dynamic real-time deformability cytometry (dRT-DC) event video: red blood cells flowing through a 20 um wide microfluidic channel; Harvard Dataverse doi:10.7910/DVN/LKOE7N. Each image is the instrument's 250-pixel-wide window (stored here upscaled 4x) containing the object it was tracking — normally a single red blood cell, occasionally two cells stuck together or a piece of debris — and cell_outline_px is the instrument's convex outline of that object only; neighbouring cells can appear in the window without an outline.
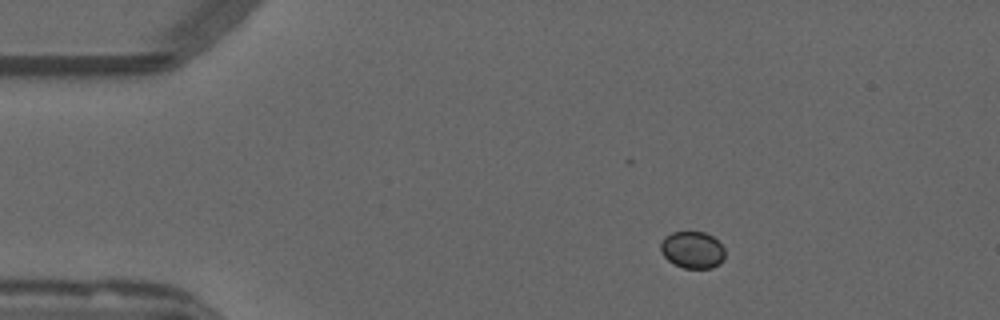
{"species": "common noctule bat (a hibernating species)", "species_latin": "Nyctalus noctula", "temperature_condition": "warm", "stored_images_in_passage": 24, "camera_frame_rate_fps": 3000, "um_per_image_px": 0.085, "animal": {"sex": "male", "forearm_length_mm": 52.5}, "frame": {"image": 1, "passage_image": 9, "time_ms": 2.667, "image_size_px": [1000, 320], "cell_outline_px": [[724, 260], [720, 264], [712, 268], [684, 268], [668, 260], [660, 252], [660, 244], [664, 236], [672, 232], [704, 232], [712, 236], [724, 248]], "centroid_in_image_um": [58.85, 21.24], "position_along_channel_um": 26.2, "area_um2": 13.87}}
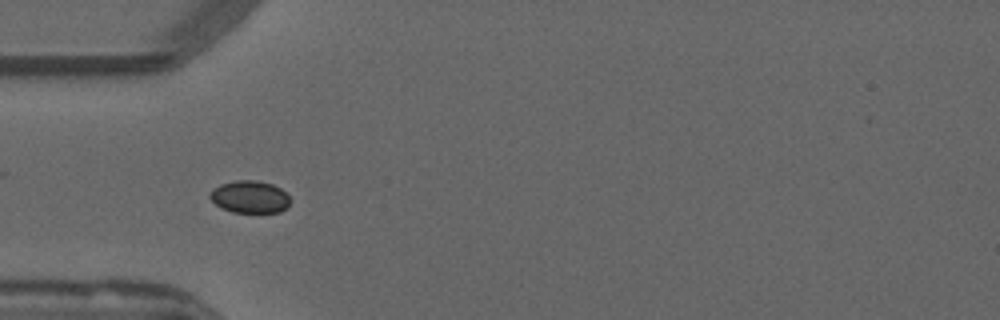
{"frame": {"image": 2, "passage_image": 17, "time_ms": 5.333, "image_size_px": [1000, 320], "cell_outline_px": [[288, 204], [280, 212], [232, 212], [220, 208], [208, 196], [212, 188], [220, 184], [236, 180], [256, 180], [272, 184], [280, 188], [288, 196]], "centroid_in_image_um": [21.17, 16.72], "position_along_channel_um": 63.8, "area_um2": 15.03}}